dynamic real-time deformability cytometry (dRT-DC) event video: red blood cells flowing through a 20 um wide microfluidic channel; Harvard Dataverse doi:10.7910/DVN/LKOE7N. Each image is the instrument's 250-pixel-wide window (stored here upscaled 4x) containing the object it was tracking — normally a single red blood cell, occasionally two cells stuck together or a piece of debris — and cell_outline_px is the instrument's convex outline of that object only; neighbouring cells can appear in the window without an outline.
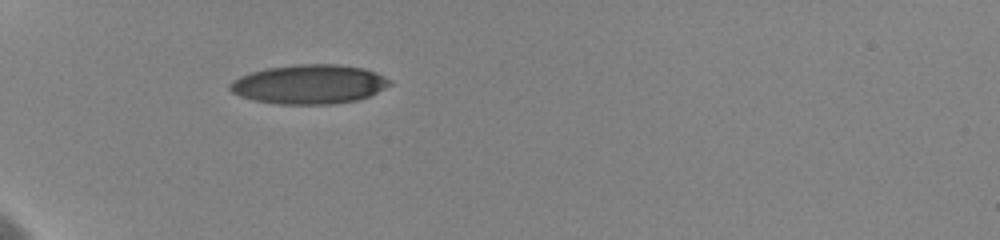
{"species": "human", "species_latin": "Homo sapiens", "temperature_condition": "cold", "stored_images_in_passage": 17, "camera_frame_rate_fps": 3000, "um_per_image_px": 0.085, "donor": {"sex": "female"}, "frame": {"image": 1, "passage_image": 1, "time_ms": 0.0, "image_size_px": [1000, 240], "cell_outline_px": [[392, 84], [368, 96], [356, 100], [332, 104], [276, 104], [252, 100], [240, 96], [232, 92], [228, 88], [228, 84], [232, 80], [240, 76], [252, 72], [268, 68], [296, 64], [340, 64], [364, 68], [384, 76], [392, 80]], "centroid_in_image_um": [26.26, 7.16], "position_along_channel_um": 58.7, "area_um2": 36.65}}
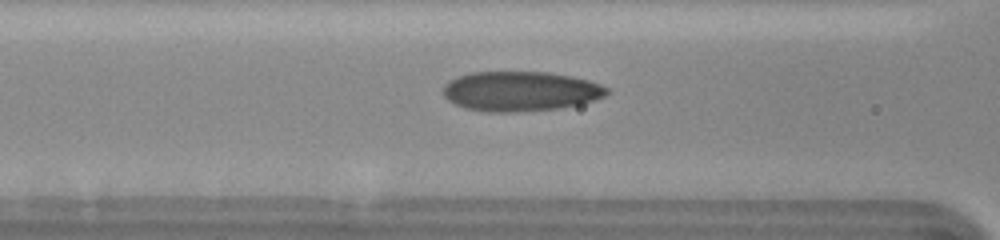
{"frame": {"image": 2, "passage_image": 9, "time_ms": 2.333, "image_size_px": [1000, 240], "cell_outline_px": [[608, 92], [604, 96], [580, 104], [560, 108], [512, 112], [488, 112], [464, 108], [448, 100], [444, 96], [444, 84], [460, 76], [472, 72], [548, 72], [588, 80], [600, 84], [608, 88]], "centroid_in_image_um": [44.23, 7.76], "position_along_channel_um": 122.4, "area_um2": 37.63}}